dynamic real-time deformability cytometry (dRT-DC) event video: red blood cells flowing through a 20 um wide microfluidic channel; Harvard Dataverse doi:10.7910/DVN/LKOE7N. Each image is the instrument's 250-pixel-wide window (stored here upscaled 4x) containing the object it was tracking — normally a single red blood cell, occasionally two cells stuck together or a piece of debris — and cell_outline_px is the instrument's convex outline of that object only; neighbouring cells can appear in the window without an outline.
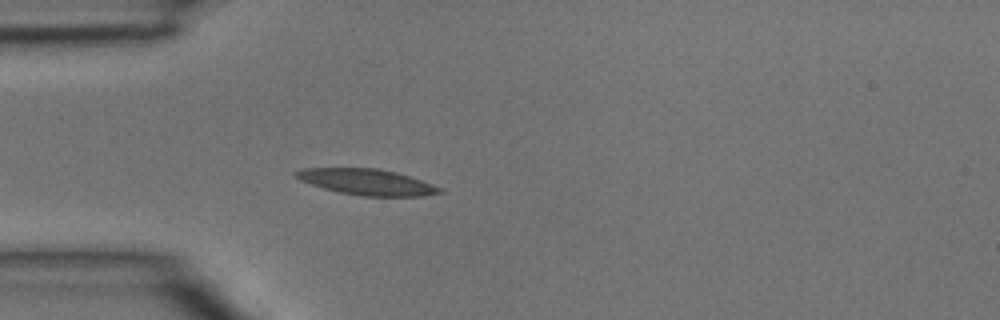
{"species": "common noctule bat (a hibernating species)", "species_latin": "Nyctalus noctula", "temperature_condition": "room temperature", "stored_images_in_passage": 2, "camera_frame_rate_fps": 3000, "um_per_image_px": 0.085, "animal": {"sex": "male", "body_mass_g": 15.6}, "frame": {"image": 1, "passage_image": 2, "time_ms": 0.333, "image_size_px": [1000, 320], "cell_outline_px": [[444, 192], [424, 196], [360, 196], [340, 192], [324, 188], [300, 180], [292, 172], [304, 168], [376, 168], [396, 172], [432, 184], [440, 188]], "centroid_in_image_um": [31.18, 15.47], "position_along_channel_um": 53.8, "area_um2": 21.5}}